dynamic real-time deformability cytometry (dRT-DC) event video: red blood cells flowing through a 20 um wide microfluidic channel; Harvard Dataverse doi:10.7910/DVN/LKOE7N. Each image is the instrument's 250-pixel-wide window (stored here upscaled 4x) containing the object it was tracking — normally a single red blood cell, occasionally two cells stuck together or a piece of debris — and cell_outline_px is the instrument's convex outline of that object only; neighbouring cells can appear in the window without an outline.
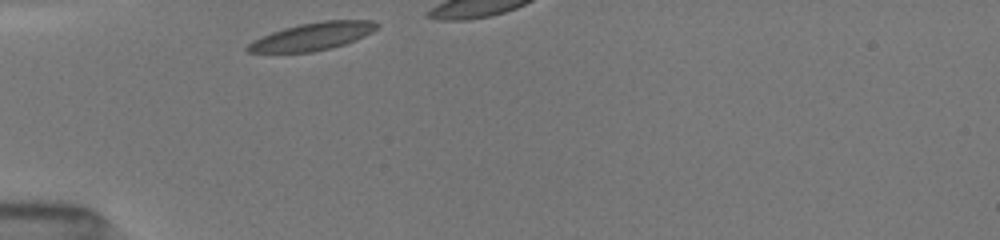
{"species": "common noctule bat (a hibernating species)", "species_latin": "Nyctalus noctula", "temperature_condition": "room temperature", "stored_images_in_passage": 9, "camera_frame_rate_fps": 3000, "um_per_image_px": 0.085, "animal": {"sex": "female", "body_mass_g": 19.5, "forearm_length_mm": 54.1}, "frame": {"image": 1, "passage_image": 1, "time_ms": 0.0, "image_size_px": [1000, 240], "cell_outline_px": [[380, 24], [372, 32], [356, 40], [332, 48], [312, 52], [248, 52], [244, 48], [252, 40], [272, 32], [284, 28], [300, 24], [324, 20], [372, 20]], "centroid_in_image_um": [26.57, 3.09], "position_along_channel_um": 58.4, "area_um2": 20.75}}
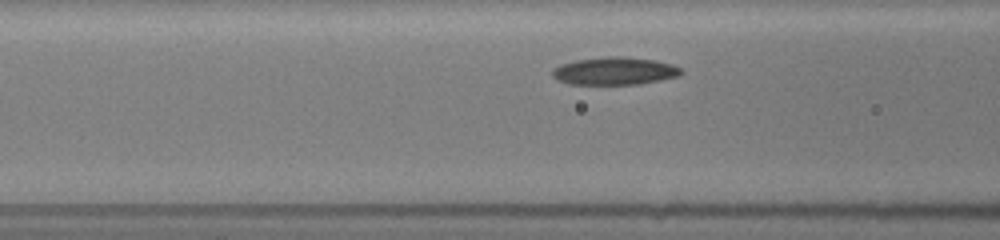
{"frame": {"image": 2, "passage_image": 6, "time_ms": 1.667, "image_size_px": [1000, 240], "cell_outline_px": [[684, 72], [676, 76], [660, 80], [640, 84], [568, 84], [556, 80], [552, 76], [552, 68], [560, 64], [576, 60], [608, 56], [620, 56], [656, 60], [672, 64], [680, 68]], "centroid_in_image_um": [52.2, 6.03], "position_along_channel_um": 114.4, "area_um2": 20.87}}